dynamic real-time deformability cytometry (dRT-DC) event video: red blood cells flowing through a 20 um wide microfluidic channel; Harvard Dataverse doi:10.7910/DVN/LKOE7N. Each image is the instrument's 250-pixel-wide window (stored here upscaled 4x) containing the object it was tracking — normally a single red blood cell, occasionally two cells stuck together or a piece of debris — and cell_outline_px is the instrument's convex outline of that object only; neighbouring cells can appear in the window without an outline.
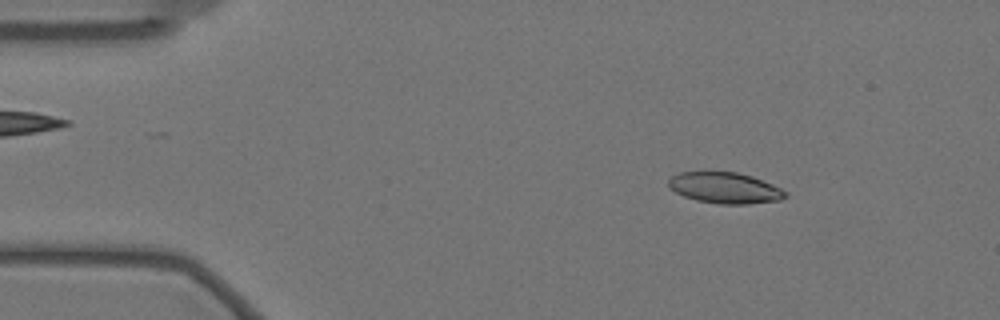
{"species": "Egyptian fruit bat (a non-hibernating species)", "species_latin": "Rousettus aegyptiacus", "temperature_condition": "warm", "stored_images_in_passage": 57, "camera_frame_rate_fps": 3000, "um_per_image_px": 0.085, "animal": {"sex": "female"}, "frame": {"image": 1, "passage_image": 7, "time_ms": 2.0, "image_size_px": [1000, 320], "cell_outline_px": [[788, 196], [780, 200], [748, 204], [720, 204], [696, 200], [684, 196], [668, 188], [668, 180], [672, 176], [680, 172], [736, 172], [752, 176], [772, 184], [788, 192]], "centroid_in_image_um": [61.62, 15.97], "position_along_channel_um": 23.4, "area_um2": 21.15}}
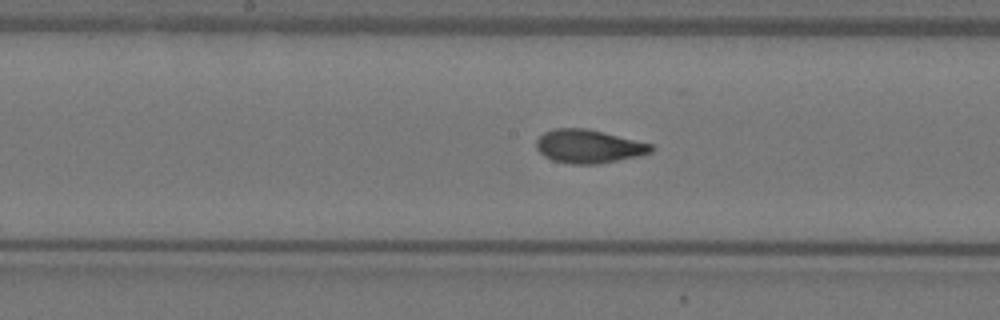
{"frame": {"image": 2, "passage_image": 28, "time_ms": 9.0, "image_size_px": [1000, 320], "cell_outline_px": [[656, 148], [652, 152], [640, 156], [596, 164], [568, 164], [552, 160], [544, 156], [536, 148], [536, 140], [544, 132], [552, 128], [588, 128], [652, 144]], "centroid_in_image_um": [50.04, 12.44], "position_along_channel_um": 198.2, "area_um2": 22.6}}
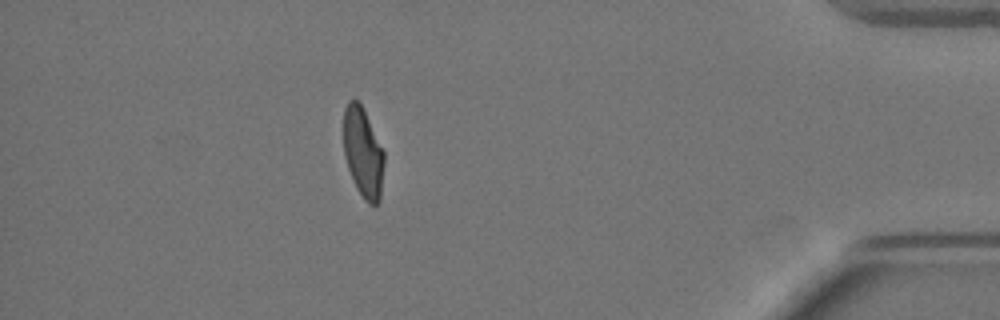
{"frame": {"image": 3, "passage_image": 50, "time_ms": 16.333, "image_size_px": [1000, 320], "cell_outline_px": [[384, 164], [380, 200], [376, 204], [368, 204], [364, 200], [356, 188], [348, 168], [344, 156], [344, 108], [348, 100], [356, 100], [360, 104], [384, 152]], "centroid_in_image_um": [30.85, 13.02], "position_along_channel_um": 404.3, "area_um2": 20.98}, "authors_computed_cell_mechanics": {"area_um2": 22.0796, "velocity_mm_per_s": 3.4978, "shape_relaxation_time_tau1_ms": 6.9541, "shape_relaxation_time_tau2_ms": 1.2081, "deformation_change_tau1": 0.2097, "deformation_change_tau2": 0.0674}}